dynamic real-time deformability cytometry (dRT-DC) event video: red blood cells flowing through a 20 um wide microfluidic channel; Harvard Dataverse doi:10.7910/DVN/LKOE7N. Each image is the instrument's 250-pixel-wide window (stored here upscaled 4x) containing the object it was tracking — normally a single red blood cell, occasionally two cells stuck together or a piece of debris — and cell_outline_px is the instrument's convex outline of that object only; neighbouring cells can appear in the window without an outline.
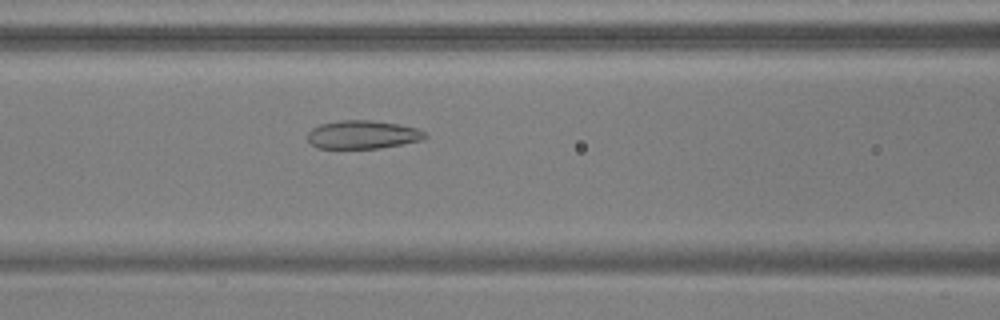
{"species": "common noctule bat (a hibernating species)", "species_latin": "Nyctalus noctula", "temperature_condition": "warm", "stored_images_in_passage": 41, "camera_frame_rate_fps": 3000, "um_per_image_px": 0.085, "animal": {"sex": "male", "body_mass_g": 17.9, "forearm_length_mm": 54.2}, "frame": {"image": 1, "passage_image": 10, "time_ms": 3.0, "image_size_px": [1000, 320], "cell_outline_px": [[428, 136], [424, 140], [380, 148], [316, 148], [308, 140], [308, 132], [312, 128], [320, 124], [340, 120], [372, 120], [400, 124], [416, 128], [424, 132]], "centroid_in_image_um": [30.84, 11.44], "position_along_channel_um": 135.8, "area_um2": 19.48}}
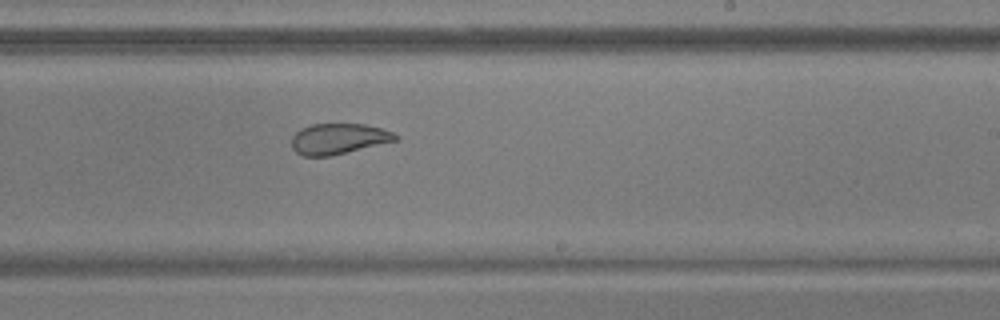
{"frame": {"image": 2, "passage_image": 20, "time_ms": 6.333, "image_size_px": [1000, 320], "cell_outline_px": [[400, 136], [396, 140], [332, 156], [304, 156], [296, 152], [292, 148], [292, 136], [300, 128], [312, 124], [364, 124], [380, 128], [392, 132]], "centroid_in_image_um": [28.74, 11.8], "position_along_channel_um": 260.3, "area_um2": 18.5}}
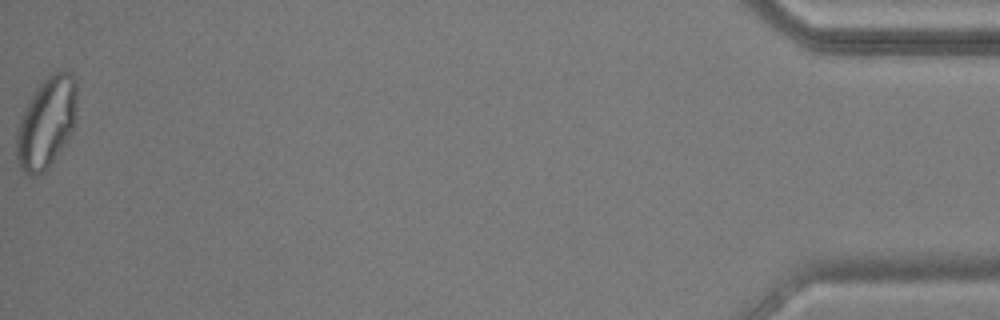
{"frame": {"image": 3, "passage_image": 41, "time_ms": 13.333, "image_size_px": [1000, 320], "cell_outline_px": [[76, 116], [72, 132], [48, 168], [44, 172], [36, 176], [28, 176], [20, 168], [16, 160], [16, 132], [20, 116], [24, 108], [36, 88], [56, 68], [72, 72], [76, 80]], "centroid_in_image_um": [3.94, 10.41], "position_along_channel_um": 431.3, "area_um2": 32.54}, "authors_computed_cell_mechanics": {"area_um2": 21.097, "velocity_mm_per_s": 3.7376, "shape_relaxation_time_tau1_ms": null, "shape_relaxation_time_tau2_ms": 1.1218, "deformation_change_tau1": null, "deformation_change_tau2": 0.0604}}